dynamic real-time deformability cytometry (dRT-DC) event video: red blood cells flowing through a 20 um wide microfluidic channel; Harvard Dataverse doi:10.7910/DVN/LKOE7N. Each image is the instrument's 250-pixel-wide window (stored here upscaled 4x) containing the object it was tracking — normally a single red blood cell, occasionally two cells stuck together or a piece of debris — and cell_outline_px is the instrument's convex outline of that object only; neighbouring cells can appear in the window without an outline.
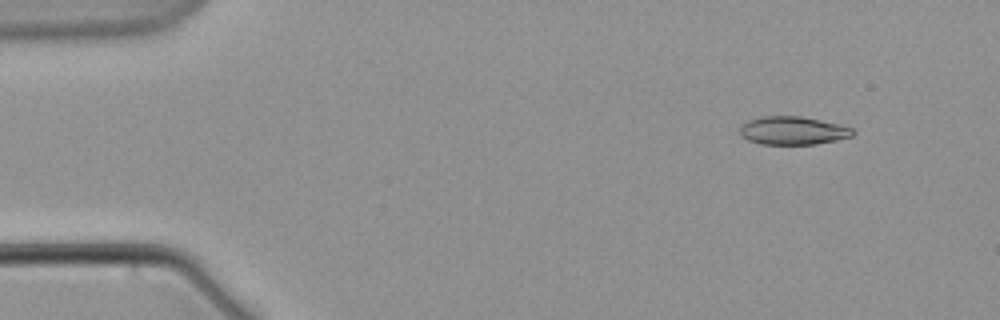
{"species": "common noctule bat (a hibernating species)", "species_latin": "Nyctalus noctula", "temperature_condition": "warm", "stored_images_in_passage": 5, "camera_frame_rate_fps": 3000, "um_per_image_px": 0.085, "animal": {"sex": "male", "body_mass_g": 21.5, "forearm_length_mm": 52.0}, "frame": {"image": 1, "passage_image": 2, "time_ms": 1.0, "image_size_px": [1000, 320], "cell_outline_px": [[856, 132], [852, 136], [836, 140], [816, 144], [760, 144], [748, 140], [740, 136], [740, 128], [748, 120], [760, 116], [800, 116], [840, 124], [852, 128]], "centroid_in_image_um": [67.39, 11.1], "position_along_channel_um": 17.6, "area_um2": 18.61}}